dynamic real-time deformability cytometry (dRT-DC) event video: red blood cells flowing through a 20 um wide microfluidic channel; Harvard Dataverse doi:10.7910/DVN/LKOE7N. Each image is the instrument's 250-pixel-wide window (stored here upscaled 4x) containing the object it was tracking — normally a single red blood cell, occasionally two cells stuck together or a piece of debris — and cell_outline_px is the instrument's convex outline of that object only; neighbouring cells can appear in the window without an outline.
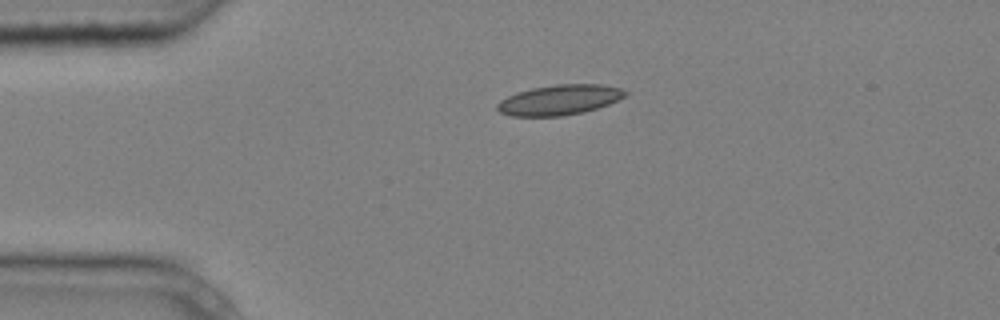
{"species": "common noctule bat (a hibernating species)", "species_latin": "Nyctalus noctula", "temperature_condition": "cold", "stored_images_in_passage": 2, "camera_frame_rate_fps": 3000, "um_per_image_px": 0.085, "animal": {"sex": "male", "body_mass_g": 20.4}, "frame": {"image": 1, "passage_image": 1, "time_ms": 0.0, "image_size_px": [1000, 320], "cell_outline_px": [[628, 96], [608, 104], [584, 112], [560, 116], [512, 116], [500, 112], [496, 108], [496, 104], [500, 100], [516, 92], [532, 88], [556, 84], [600, 84], [620, 88], [628, 92]], "centroid_in_image_um": [47.55, 8.48], "position_along_channel_um": 37.4, "area_um2": 22.54}}